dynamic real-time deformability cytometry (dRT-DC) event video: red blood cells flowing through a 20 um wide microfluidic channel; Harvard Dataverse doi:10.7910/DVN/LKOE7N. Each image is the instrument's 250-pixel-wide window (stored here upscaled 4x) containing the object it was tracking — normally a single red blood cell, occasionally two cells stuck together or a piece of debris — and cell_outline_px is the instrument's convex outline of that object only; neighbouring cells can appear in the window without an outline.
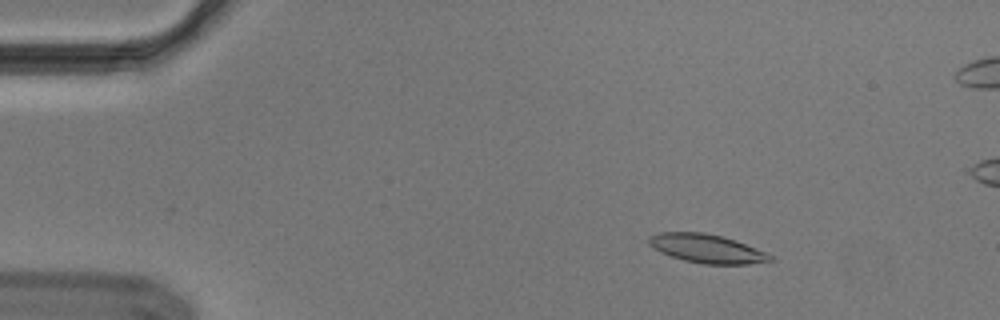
{"species": "Egyptian fruit bat (a non-hibernating species)", "species_latin": "Rousettus aegyptiacus", "temperature_condition": "cold", "stored_images_in_passage": 56, "camera_frame_rate_fps": 3000, "um_per_image_px": 0.085, "animal": {"sex": "male"}, "frame": {"image": 1, "passage_image": 9, "time_ms": 2.667, "image_size_px": [1000, 320], "cell_outline_px": [[772, 260], [748, 264], [704, 264], [684, 260], [660, 252], [652, 248], [648, 244], [648, 236], [656, 232], [704, 232], [736, 240], [756, 248], [772, 256]], "centroid_in_image_um": [60.01, 21.11], "position_along_channel_um": 25.0, "area_um2": 20.23}}
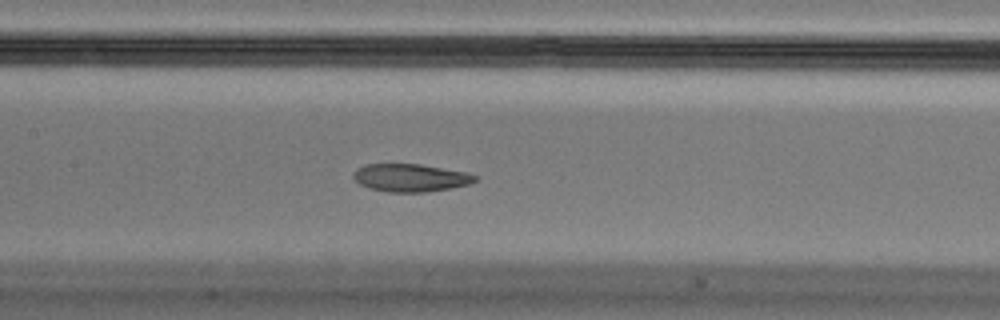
{"frame": {"image": 2, "passage_image": 27, "time_ms": 8.667, "image_size_px": [1000, 320], "cell_outline_px": [[480, 176], [476, 180], [468, 184], [452, 188], [424, 192], [388, 192], [368, 188], [360, 184], [352, 176], [352, 172], [356, 168], [364, 164], [420, 164], [464, 172]], "centroid_in_image_um": [34.85, 15.11], "position_along_channel_um": 172.5, "area_um2": 19.77}}
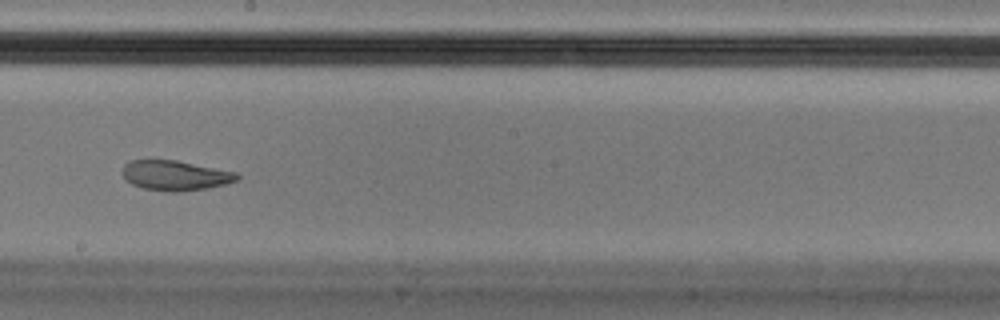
{"frame": {"image": 3, "passage_image": 32, "time_ms": 10.333, "image_size_px": [1000, 320], "cell_outline_px": [[240, 180], [228, 184], [208, 188], [180, 192], [168, 192], [144, 188], [132, 184], [124, 180], [120, 172], [124, 164], [132, 160], [176, 160], [236, 172], [240, 176]], "centroid_in_image_um": [14.89, 14.92], "position_along_channel_um": 233.3, "area_um2": 20.35}, "authors_computed_cell_mechanics": {"area_um2": 20.6924, "velocity_mm_per_s": 3.6615, "shape_relaxation_time_tau1_ms": null, "shape_relaxation_time_tau2_ms": 2.2489, "deformation_change_tau1": null, "deformation_change_tau2": 0.0767}}